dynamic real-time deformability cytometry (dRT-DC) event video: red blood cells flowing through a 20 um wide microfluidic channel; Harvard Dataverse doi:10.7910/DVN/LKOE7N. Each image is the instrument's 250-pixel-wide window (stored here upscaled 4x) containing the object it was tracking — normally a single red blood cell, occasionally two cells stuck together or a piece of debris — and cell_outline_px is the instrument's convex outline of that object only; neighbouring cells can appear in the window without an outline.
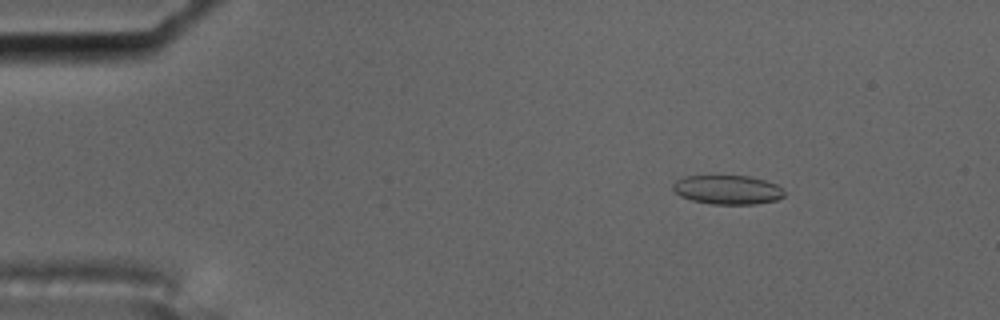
{"species": "common noctule bat (a hibernating species)", "species_latin": "Nyctalus noctula", "temperature_condition": "cold", "stored_images_in_passage": 5, "camera_frame_rate_fps": 3000, "um_per_image_px": 0.085, "animal": {"sex": "male", "body_mass_g": 17.5, "forearm_length_mm": 52.3}, "frame": {"image": 1, "passage_image": 2, "time_ms": 0.333, "image_size_px": [1000, 320], "cell_outline_px": [[784, 196], [776, 200], [756, 204], [712, 204], [692, 200], [680, 196], [672, 188], [672, 184], [676, 180], [684, 176], [748, 176], [764, 180], [776, 184], [784, 192]], "centroid_in_image_um": [61.82, 16.13], "position_along_channel_um": 23.2, "area_um2": 18.79}}